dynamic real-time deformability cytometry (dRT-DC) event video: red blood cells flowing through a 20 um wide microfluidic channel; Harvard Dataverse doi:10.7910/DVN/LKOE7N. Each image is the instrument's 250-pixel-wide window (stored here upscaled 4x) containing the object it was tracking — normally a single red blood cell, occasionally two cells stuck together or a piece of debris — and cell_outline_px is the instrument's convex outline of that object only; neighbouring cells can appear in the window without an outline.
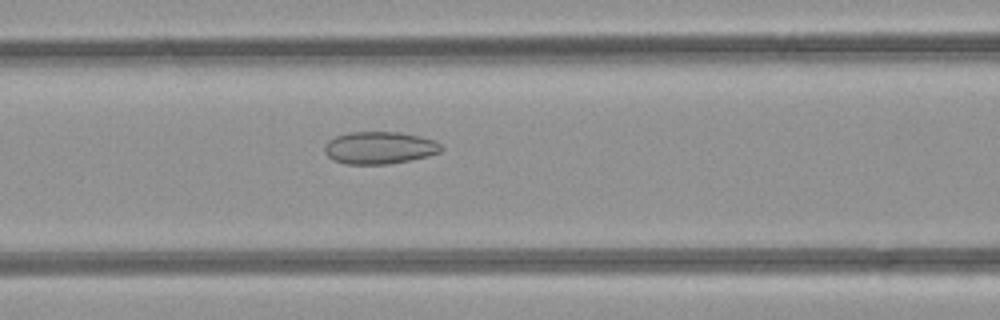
{"species": "common noctule bat (a hibernating species)", "species_latin": "Nyctalus noctula", "temperature_condition": "room temperature", "stored_images_in_passage": 49, "camera_frame_rate_fps": 3000, "um_per_image_px": 0.085, "animal": {"sex": "female", "body_mass_g": 21.9}, "frame": {"image": 1, "passage_image": 21, "time_ms": 6.667, "image_size_px": [1000, 320], "cell_outline_px": [[444, 148], [440, 152], [428, 156], [388, 164], [344, 164], [332, 160], [324, 152], [324, 148], [328, 140], [336, 136], [352, 132], [400, 132], [420, 136], [436, 140]], "centroid_in_image_um": [32.26, 12.56], "position_along_channel_um": 134.3, "area_um2": 22.08}}
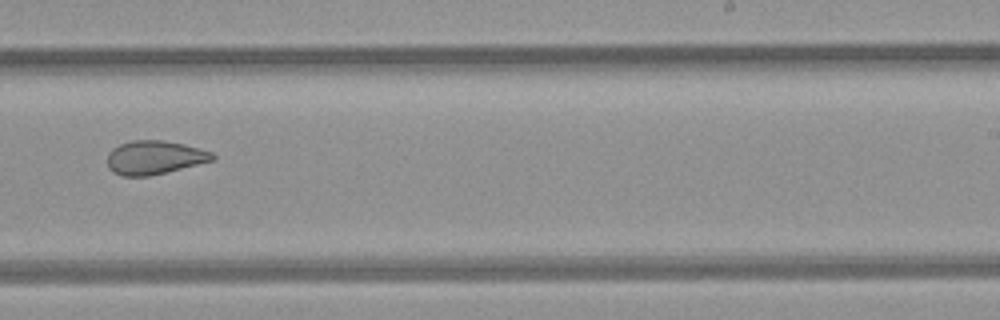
{"frame": {"image": 2, "passage_image": 31, "time_ms": 10.0, "image_size_px": [1000, 320], "cell_outline_px": [[216, 156], [212, 160], [148, 176], [120, 176], [112, 172], [108, 168], [108, 152], [112, 148], [120, 144], [132, 140], [160, 140], [180, 144], [212, 152]], "centroid_in_image_um": [13.04, 13.39], "position_along_channel_um": 276.0, "area_um2": 20.23}}
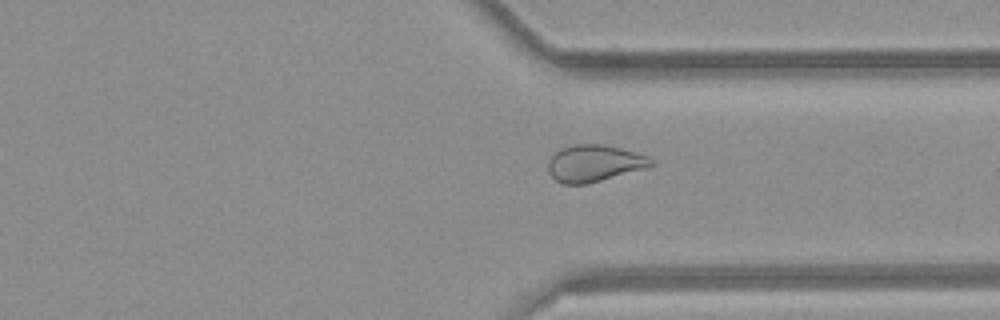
{"frame": {"image": 3, "passage_image": 37, "time_ms": 12.0, "image_size_px": [1000, 320], "cell_outline_px": [[656, 164], [648, 168], [584, 184], [564, 184], [556, 180], [548, 172], [548, 160], [556, 152], [572, 144], [600, 144], [620, 148], [648, 156]], "centroid_in_image_um": [50.52, 13.88], "position_along_channel_um": 360.9, "area_um2": 21.91}, "authors_computed_cell_mechanics": {"area_um2": 24.276, "velocity_mm_per_s": 4.2507, "shape_relaxation_time_tau1_ms": null, "shape_relaxation_time_tau2_ms": 1.7815, "deformation_change_tau1": null, "deformation_change_tau2": 0.0788}}